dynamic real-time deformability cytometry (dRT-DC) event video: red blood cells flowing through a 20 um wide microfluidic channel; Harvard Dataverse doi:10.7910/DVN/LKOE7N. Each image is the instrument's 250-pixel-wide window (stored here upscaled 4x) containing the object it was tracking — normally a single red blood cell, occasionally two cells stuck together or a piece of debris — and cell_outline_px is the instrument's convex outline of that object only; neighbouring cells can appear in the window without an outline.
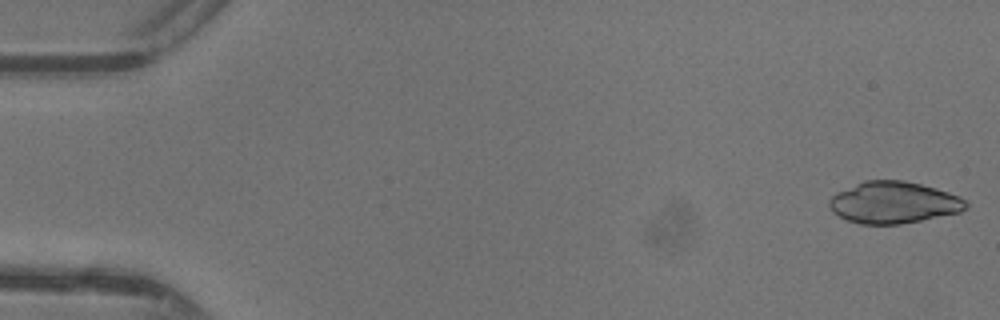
{"species": "common noctule bat (a hibernating species)", "species_latin": "Nyctalus noctula", "temperature_condition": "warm", "stored_images_in_passage": 11, "camera_frame_rate_fps": 3000, "um_per_image_px": 0.085, "animal": {"sex": "female"}, "frame": {"image": 1, "passage_image": 1, "time_ms": 0.0, "image_size_px": [1000, 320], "cell_outline_px": [[968, 208], [960, 212], [900, 224], [860, 224], [848, 220], [832, 212], [828, 204], [828, 200], [836, 192], [864, 180], [904, 180], [936, 188], [960, 196], [968, 204]], "centroid_in_image_um": [75.94, 17.21], "position_along_channel_um": 9.1, "area_um2": 33.23}}